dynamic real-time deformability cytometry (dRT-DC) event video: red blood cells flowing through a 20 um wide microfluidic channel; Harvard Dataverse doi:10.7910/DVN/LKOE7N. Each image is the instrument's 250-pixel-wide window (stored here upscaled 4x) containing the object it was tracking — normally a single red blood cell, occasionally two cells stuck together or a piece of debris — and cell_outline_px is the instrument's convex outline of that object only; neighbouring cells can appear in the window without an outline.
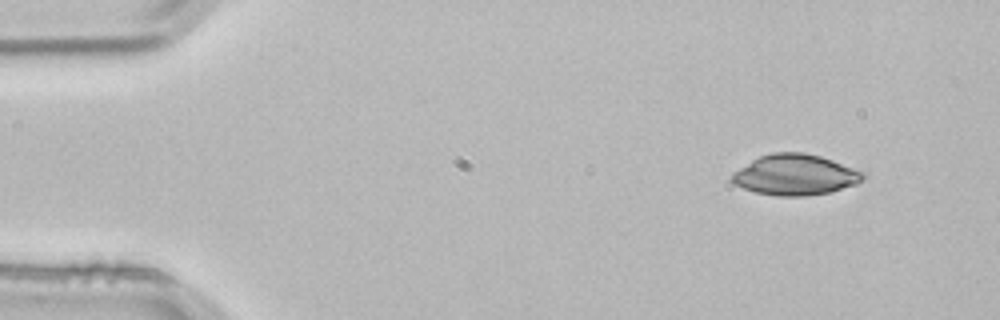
{"species": "common noctule bat (a hibernating species)", "species_latin": "Nyctalus noctula", "temperature_condition": "room temperature", "stored_images_in_passage": 2, "segment_of_instrument_passage": [2, 2], "camera_frame_rate_fps": 3000, "um_per_image_px": 0.085, "animal": {"sex": "male", "body_mass_g": 21.5, "forearm_length_mm": 52.0}, "frame": {"image": 1, "passage_image": 2, "time_ms": 0.333, "image_size_px": [1000, 320], "cell_outline_px": [[868, 176], [856, 184], [832, 192], [804, 196], [776, 196], [756, 192], [744, 188], [736, 184], [732, 180], [732, 172], [752, 160], [760, 156], [772, 152], [804, 152], [820, 156], [832, 160], [864, 172]], "centroid_in_image_um": [67.61, 14.86], "position_along_channel_um": 17.4, "area_um2": 31.1}}